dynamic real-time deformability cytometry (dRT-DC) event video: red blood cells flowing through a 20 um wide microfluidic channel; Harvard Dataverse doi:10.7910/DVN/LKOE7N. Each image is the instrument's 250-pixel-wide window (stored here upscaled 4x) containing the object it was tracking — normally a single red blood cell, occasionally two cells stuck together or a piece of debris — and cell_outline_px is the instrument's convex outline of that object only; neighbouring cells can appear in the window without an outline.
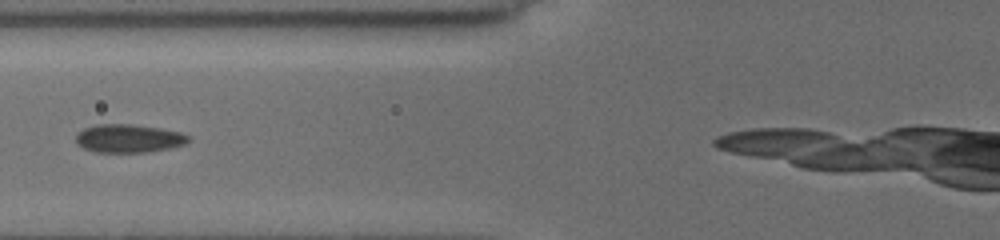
{"species": "common noctule bat (a hibernating species)", "species_latin": "Nyctalus noctula", "temperature_condition": "cold", "stored_images_in_passage": 8, "camera_frame_rate_fps": 3000, "um_per_image_px": 0.085, "animal": {"sex": "female", "body_mass_g": 19.5, "forearm_length_mm": 54.1}, "frame": {"image": 1, "passage_image": 5, "time_ms": 3.333, "image_size_px": [1000, 240], "cell_outline_px": [[192, 140], [188, 144], [172, 148], [148, 152], [92, 152], [76, 144], [76, 136], [84, 128], [96, 124], [132, 124], [160, 128], [180, 132], [188, 136]], "centroid_in_image_um": [10.97, 11.77], "position_along_channel_um": 114.8, "area_um2": 18.79}}
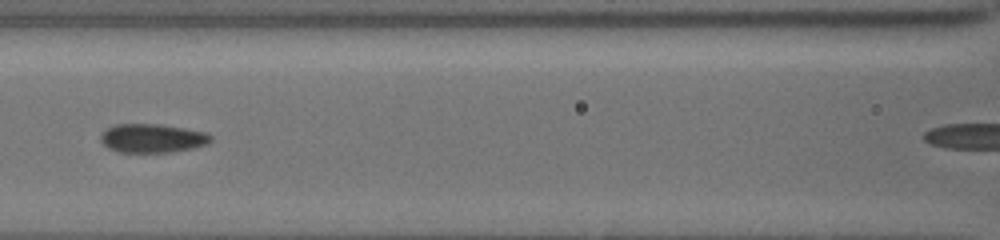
{"frame": {"image": 2, "passage_image": 6, "time_ms": 4.333, "image_size_px": [1000, 240], "cell_outline_px": [[212, 140], [208, 144], [196, 148], [172, 152], [120, 152], [108, 148], [100, 140], [100, 132], [116, 124], [160, 124], [208, 132], [212, 136]], "centroid_in_image_um": [12.98, 11.75], "position_along_channel_um": 153.6, "area_um2": 18.73}}